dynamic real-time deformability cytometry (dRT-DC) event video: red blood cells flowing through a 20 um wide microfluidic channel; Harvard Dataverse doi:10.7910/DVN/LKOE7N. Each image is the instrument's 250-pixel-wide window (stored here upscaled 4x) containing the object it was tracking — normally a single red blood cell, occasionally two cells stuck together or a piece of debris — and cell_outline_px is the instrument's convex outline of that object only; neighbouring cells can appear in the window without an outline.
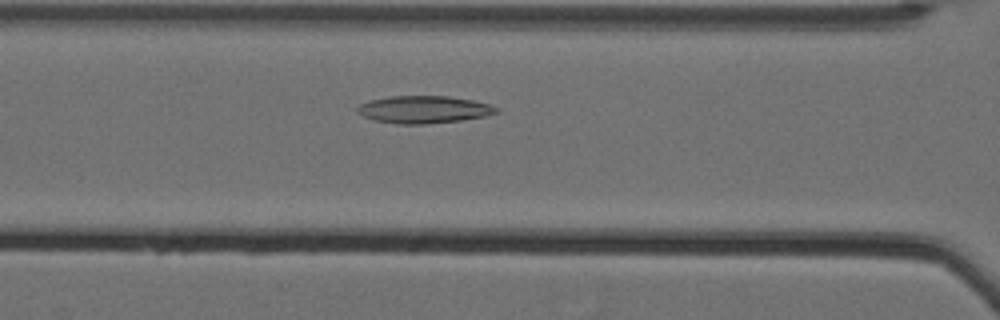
{"species": "Egyptian fruit bat (a non-hibernating species)", "species_latin": "Rousettus aegyptiacus", "temperature_condition": "cold", "stored_images_in_passage": 49, "camera_frame_rate_fps": 3000, "um_per_image_px": 0.085, "animal": {"sex": "female"}, "frame": {"image": 1, "passage_image": 18, "time_ms": 5.667, "image_size_px": [1000, 320], "cell_outline_px": [[496, 112], [484, 116], [460, 120], [428, 124], [396, 124], [372, 120], [356, 112], [356, 108], [360, 104], [368, 100], [392, 96], [448, 96], [472, 100], [492, 104], [496, 108]], "centroid_in_image_um": [35.96, 9.31], "position_along_channel_um": 130.6, "area_um2": 22.2}}
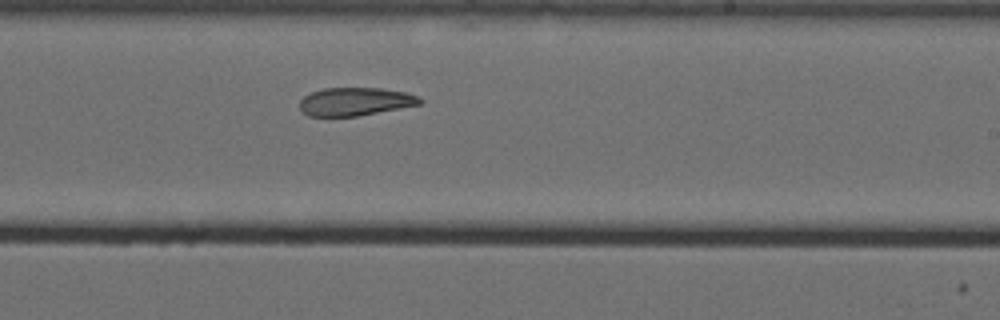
{"frame": {"image": 2, "passage_image": 29, "time_ms": 9.333, "image_size_px": [1000, 320], "cell_outline_px": [[424, 100], [420, 104], [400, 108], [356, 116], [308, 116], [300, 112], [300, 100], [304, 96], [312, 92], [324, 88], [380, 88], [404, 92], [420, 96]], "centroid_in_image_um": [30.18, 8.63], "position_along_channel_um": 258.8, "area_um2": 19.71}}
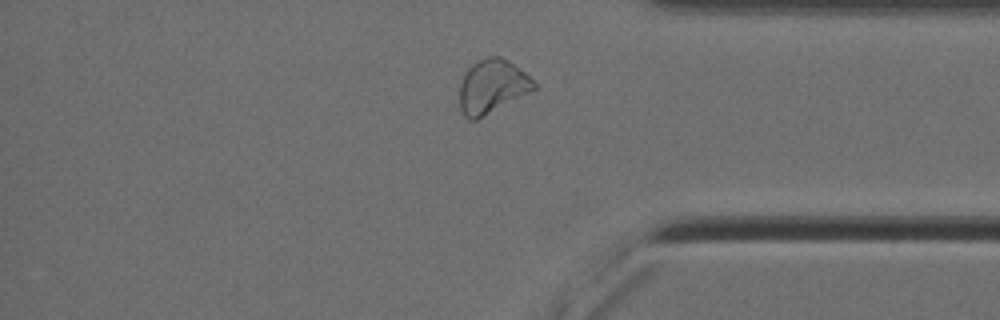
{"frame": {"image": 3, "passage_image": 41, "time_ms": 13.333, "image_size_px": [1000, 320], "cell_outline_px": [[536, 88], [476, 120], [468, 120], [464, 116], [460, 108], [460, 84], [468, 68], [476, 60], [488, 56], [500, 56], [508, 60], [524, 72], [536, 84]], "centroid_in_image_um": [41.79, 7.33], "position_along_channel_um": 393.4, "area_um2": 22.95}, "authors_computed_cell_mechanics": {"area_um2": 22.9466, "velocity_mm_per_s": 3.4882, "shape_relaxation_time_tau1_ms": null, "shape_relaxation_time_tau2_ms": 9.7884, "deformation_change_tau1": null, "deformation_change_tau2": 0.1891}}